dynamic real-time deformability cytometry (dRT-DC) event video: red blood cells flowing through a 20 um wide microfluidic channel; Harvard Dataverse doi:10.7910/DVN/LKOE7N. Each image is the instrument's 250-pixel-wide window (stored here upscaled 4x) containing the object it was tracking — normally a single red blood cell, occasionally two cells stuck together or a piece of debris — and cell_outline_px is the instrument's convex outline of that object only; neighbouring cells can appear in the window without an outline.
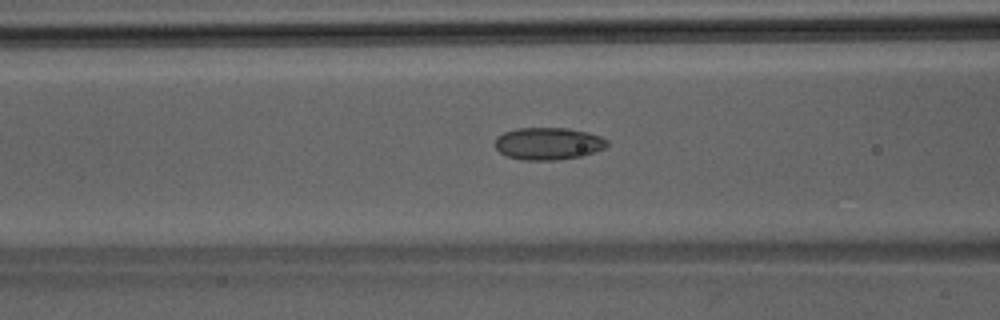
{"species": "Egyptian fruit bat (a non-hibernating species)", "species_latin": "Rousettus aegyptiacus", "temperature_condition": "room temperature", "stored_images_in_passage": 45, "camera_frame_rate_fps": 3000, "um_per_image_px": 0.085, "animal": {"sex": "male"}, "frame": {"image": 1, "passage_image": 17, "time_ms": 5.333, "image_size_px": [1000, 320], "cell_outline_px": [[608, 144], [604, 148], [596, 152], [580, 156], [556, 160], [520, 160], [508, 156], [500, 152], [496, 148], [496, 140], [504, 132], [516, 128], [568, 128], [600, 136], [608, 140]], "centroid_in_image_um": [46.61, 12.21], "position_along_channel_um": 120.0, "area_um2": 20.92}}
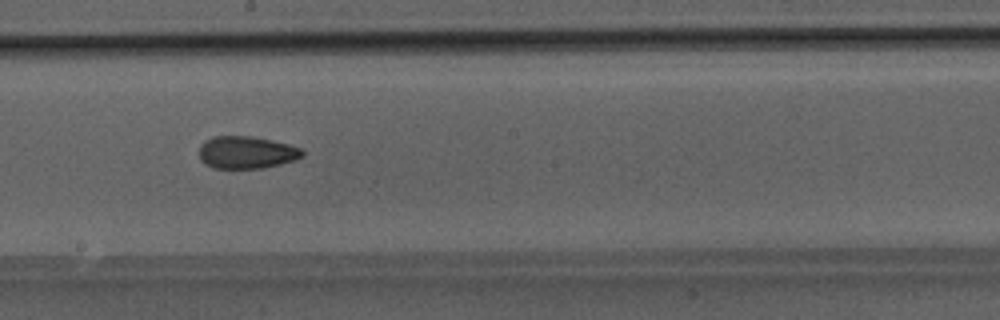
{"frame": {"image": 2, "passage_image": 24, "time_ms": 7.667, "image_size_px": [1000, 320], "cell_outline_px": [[304, 156], [296, 160], [264, 168], [216, 168], [204, 164], [200, 160], [200, 144], [204, 140], [212, 136], [252, 136], [272, 140], [288, 144], [300, 148], [304, 152]], "centroid_in_image_um": [20.95, 12.95], "position_along_channel_um": 227.3, "area_um2": 19.65}}
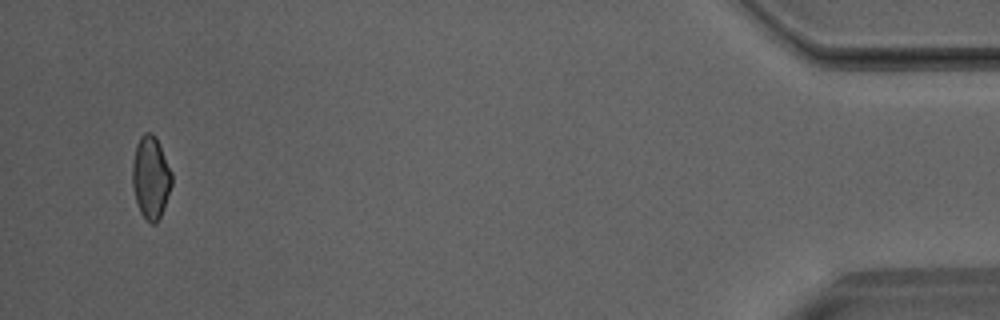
{"frame": {"image": 3, "passage_image": 42, "time_ms": 13.667, "image_size_px": [1000, 320], "cell_outline_px": [[172, 184], [160, 216], [156, 224], [152, 224], [140, 212], [136, 200], [132, 184], [132, 164], [136, 144], [140, 136], [144, 132], [152, 132], [156, 136], [172, 172]], "centroid_in_image_um": [12.81, 15.04], "position_along_channel_um": 422.4, "area_um2": 18.9}}